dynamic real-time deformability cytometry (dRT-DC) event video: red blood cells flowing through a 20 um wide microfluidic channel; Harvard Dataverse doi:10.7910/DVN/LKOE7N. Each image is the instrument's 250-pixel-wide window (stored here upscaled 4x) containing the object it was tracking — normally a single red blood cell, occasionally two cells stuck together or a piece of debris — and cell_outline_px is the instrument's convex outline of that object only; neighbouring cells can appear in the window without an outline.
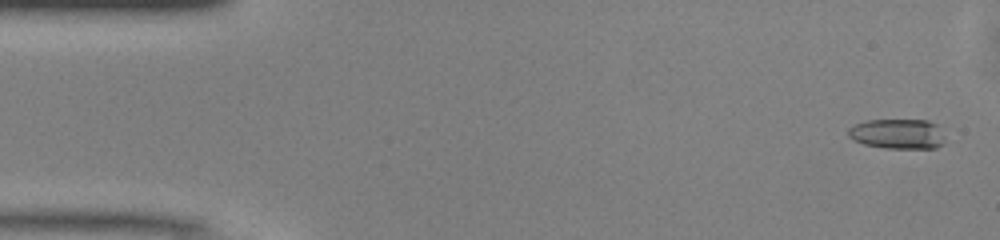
{"species": "common noctule bat (a hibernating species)", "species_latin": "Nyctalus noctula", "temperature_condition": "warm", "stored_images_in_passage": 50, "camera_frame_rate_fps": 3000, "um_per_image_px": 0.085, "animal": {"sex": "male", "body_mass_g": 13.0, "forearm_length_mm": 53.1}, "frame": {"image": 1, "passage_image": 2, "time_ms": 0.333, "image_size_px": [1000, 240], "cell_outline_px": [[944, 144], [936, 148], [888, 148], [864, 144], [848, 136], [848, 128], [856, 124], [868, 120], [928, 120], [936, 124], [944, 136]], "centroid_in_image_um": [76.33, 11.38], "position_along_channel_um": 8.7, "area_um2": 16.82}}
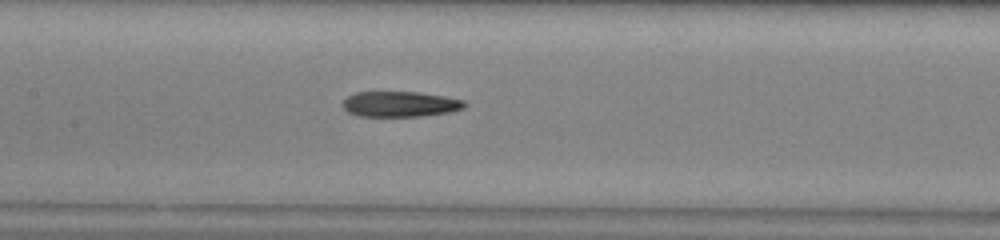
{"frame": {"image": 2, "passage_image": 23, "time_ms": 7.333, "image_size_px": [1000, 240], "cell_outline_px": [[468, 104], [464, 108], [448, 112], [420, 116], [356, 116], [348, 112], [340, 104], [348, 96], [356, 92], [420, 92], [444, 96], [464, 100]], "centroid_in_image_um": [34.0, 8.84], "position_along_channel_um": 173.4, "area_um2": 18.15}}
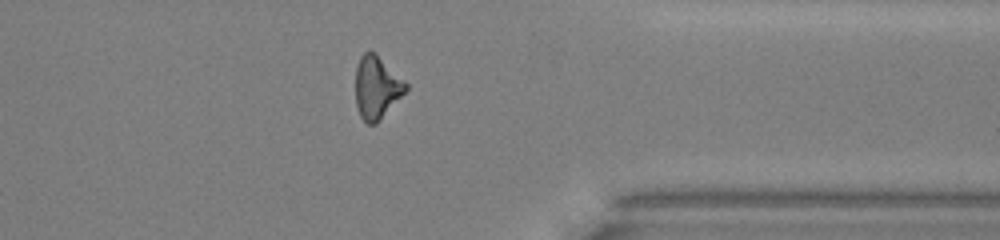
{"frame": {"image": 3, "passage_image": 39, "time_ms": 12.667, "image_size_px": [1000, 240], "cell_outline_px": [[408, 88], [380, 120], [376, 124], [368, 124], [360, 116], [356, 104], [356, 68], [360, 56], [368, 48], [376, 52], [408, 84]], "centroid_in_image_um": [32.01, 7.39], "position_along_channel_um": 379.4, "area_um2": 18.44}, "authors_computed_cell_mechanics": {"area_um2": 18.4093, "velocity_mm_per_s": 4.1136, "shape_relaxation_time_tau1_ms": 8.1041, "shape_relaxation_time_tau2_ms": null, "deformation_change_tau1": 0.2136, "deformation_change_tau2": null}}